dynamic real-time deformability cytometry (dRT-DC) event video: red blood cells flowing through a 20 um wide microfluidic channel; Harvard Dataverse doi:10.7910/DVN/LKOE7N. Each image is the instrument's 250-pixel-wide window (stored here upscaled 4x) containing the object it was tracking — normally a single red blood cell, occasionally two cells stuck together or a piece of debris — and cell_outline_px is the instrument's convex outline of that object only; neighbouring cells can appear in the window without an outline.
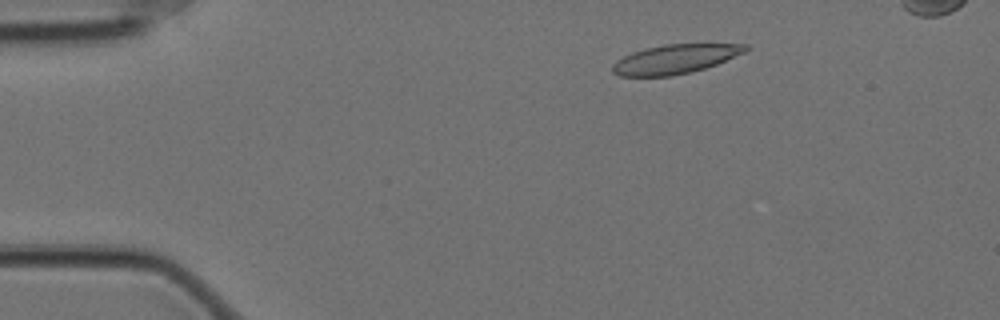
{"species": "Egyptian fruit bat (a non-hibernating species)", "species_latin": "Rousettus aegyptiacus", "temperature_condition": "cold", "stored_images_in_passage": 53, "camera_frame_rate_fps": 3000, "um_per_image_px": 0.085, "animal": {"sex": "female"}, "frame": {"image": 1, "passage_image": 8, "time_ms": 2.333, "image_size_px": [1000, 320], "cell_outline_px": [[748, 48], [744, 52], [716, 64], [704, 68], [672, 76], [620, 76], [612, 72], [612, 64], [616, 60], [632, 52], [644, 48], [664, 44], [748, 44]], "centroid_in_image_um": [57.33, 5.02], "position_along_channel_um": 27.7, "area_um2": 22.43}}
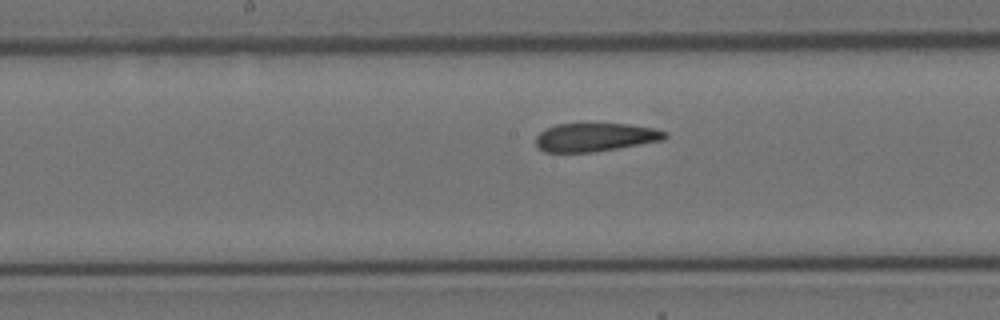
{"frame": {"image": 2, "passage_image": 28, "time_ms": 9.0, "image_size_px": [1000, 320], "cell_outline_px": [[668, 136], [664, 140], [592, 152], [544, 152], [536, 144], [536, 136], [544, 128], [556, 124], [628, 124], [652, 128], [668, 132]], "centroid_in_image_um": [50.58, 11.66], "position_along_channel_um": 197.6, "area_um2": 21.27}}
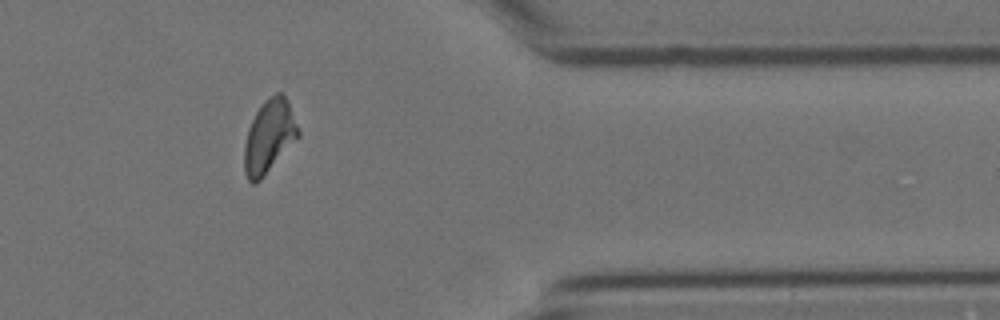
{"frame": {"image": 3, "passage_image": 46, "time_ms": 15.0, "image_size_px": [1000, 320], "cell_outline_px": [[300, 136], [260, 180], [256, 184], [252, 184], [248, 180], [244, 172], [244, 144], [248, 128], [256, 112], [264, 100], [276, 92], [280, 92], [288, 100], [300, 132]], "centroid_in_image_um": [22.87, 11.6], "position_along_channel_um": 388.5, "area_um2": 23.0}, "authors_computed_cell_mechanics": {"area_um2": 23.0044, "velocity_mm_per_s": 3.4895, "shape_relaxation_time_tau1_ms": null, "shape_relaxation_time_tau2_ms": 2.3758, "deformation_change_tau1": null, "deformation_change_tau2": 0.0972}}